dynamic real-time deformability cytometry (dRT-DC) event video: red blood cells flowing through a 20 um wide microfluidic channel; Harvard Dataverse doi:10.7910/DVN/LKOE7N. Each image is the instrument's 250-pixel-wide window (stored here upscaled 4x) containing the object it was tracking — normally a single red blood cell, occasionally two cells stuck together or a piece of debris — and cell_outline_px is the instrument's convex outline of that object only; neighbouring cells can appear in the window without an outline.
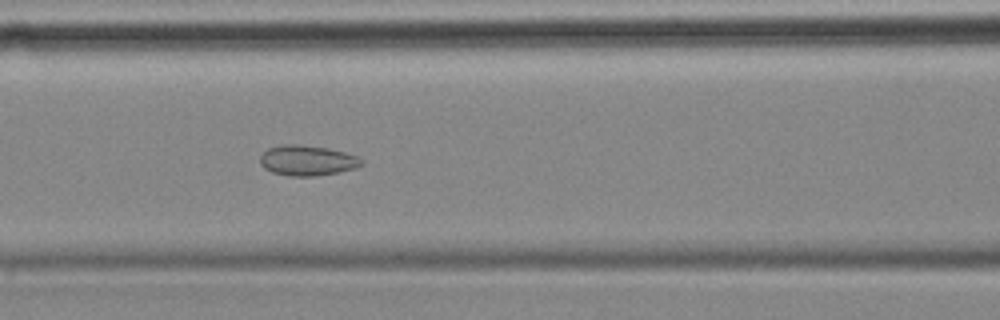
{"species": "common noctule bat (a hibernating species)", "species_latin": "Nyctalus noctula", "temperature_condition": "cold", "stored_images_in_passage": 55, "camera_frame_rate_fps": 3000, "um_per_image_px": 0.085, "animal": {"sex": "female", "body_mass_g": 18.4}, "frame": {"image": 1, "passage_image": 22, "time_ms": 7.0, "image_size_px": [1000, 320], "cell_outline_px": [[364, 164], [356, 168], [336, 172], [312, 176], [288, 176], [272, 172], [264, 168], [260, 164], [260, 156], [268, 148], [284, 144], [300, 144], [328, 148], [344, 152], [356, 156], [364, 160]], "centroid_in_image_um": [26.11, 13.63], "position_along_channel_um": 140.5, "area_um2": 17.92}}
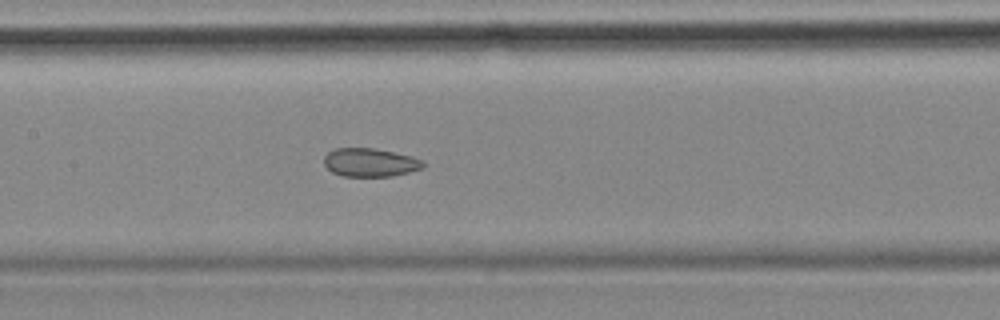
{"frame": {"image": 2, "passage_image": 25, "time_ms": 8.0, "image_size_px": [1000, 320], "cell_outline_px": [[424, 168], [392, 176], [340, 176], [332, 172], [324, 164], [324, 156], [328, 152], [336, 148], [372, 148], [412, 156], [420, 160], [424, 164]], "centroid_in_image_um": [31.43, 13.81], "position_along_channel_um": 176.0, "area_um2": 16.3}}
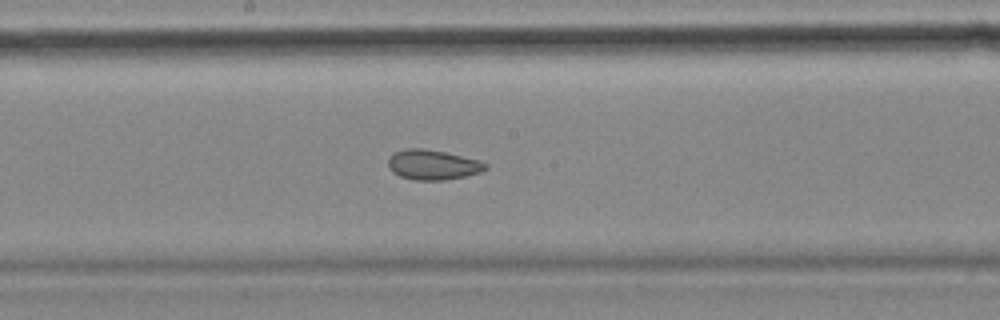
{"frame": {"image": 3, "passage_image": 28, "time_ms": 9.0, "image_size_px": [1000, 320], "cell_outline_px": [[488, 168], [480, 172], [464, 176], [444, 180], [416, 180], [400, 176], [392, 172], [388, 164], [388, 160], [392, 152], [404, 148], [424, 148], [444, 152], [480, 160], [488, 164]], "centroid_in_image_um": [36.77, 13.99], "position_along_channel_um": 211.4, "area_um2": 17.05}, "authors_computed_cell_mechanics": {"area_um2": 19.8254, "velocity_mm_per_s": 3.563, "shape_relaxation_time_tau1_ms": null, "shape_relaxation_time_tau2_ms": 1.8034, "deformation_change_tau1": null, "deformation_change_tau2": 0.0678}}